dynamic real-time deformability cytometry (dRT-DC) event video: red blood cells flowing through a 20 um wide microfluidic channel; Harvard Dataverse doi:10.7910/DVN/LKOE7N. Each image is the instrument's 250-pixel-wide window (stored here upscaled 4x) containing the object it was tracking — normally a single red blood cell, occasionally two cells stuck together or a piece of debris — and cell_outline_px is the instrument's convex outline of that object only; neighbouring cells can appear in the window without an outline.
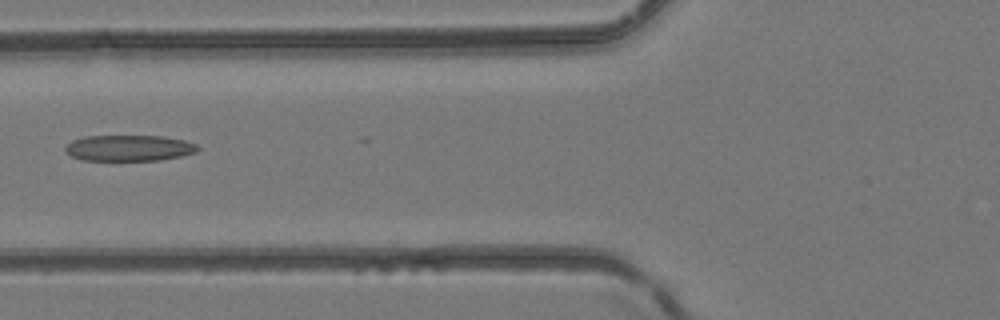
{"species": "common noctule bat (a hibernating species)", "species_latin": "Nyctalus noctula", "temperature_condition": "room temperature", "stored_images_in_passage": 3, "camera_frame_rate_fps": 3000, "um_per_image_px": 0.085, "animal": {"sex": "female", "body_mass_g": 24.6, "forearm_length_mm": 56.2}, "frame": {"image": 1, "passage_image": 3, "time_ms": 0.667, "image_size_px": [1000, 320], "cell_outline_px": [[200, 148], [196, 152], [180, 156], [160, 160], [80, 160], [72, 156], [64, 148], [72, 140], [84, 136], [160, 136], [184, 140], [196, 144]], "centroid_in_image_um": [10.97, 12.58], "position_along_channel_um": 114.8, "area_um2": 19.94}}